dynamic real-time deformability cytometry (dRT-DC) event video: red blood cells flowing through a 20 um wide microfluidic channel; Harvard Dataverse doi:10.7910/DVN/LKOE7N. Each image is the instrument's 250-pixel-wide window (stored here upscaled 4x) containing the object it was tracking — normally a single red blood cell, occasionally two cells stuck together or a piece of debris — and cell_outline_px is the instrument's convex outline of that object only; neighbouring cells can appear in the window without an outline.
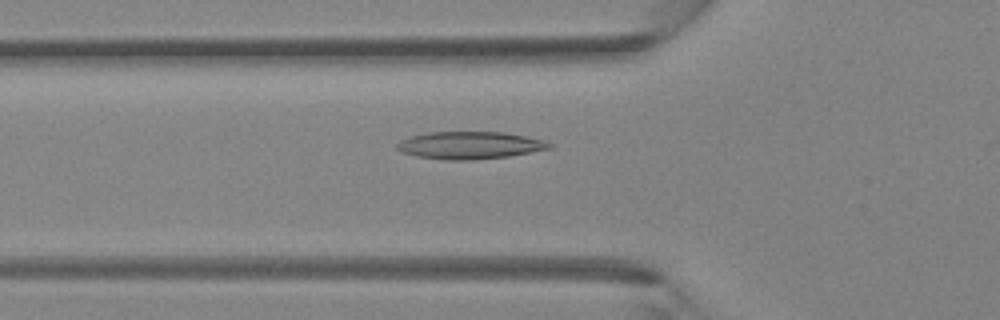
{"species": "Egyptian fruit bat (a non-hibernating species)", "species_latin": "Rousettus aegyptiacus", "temperature_condition": "room temperature", "stored_images_in_passage": 39, "camera_frame_rate_fps": 3000, "um_per_image_px": 0.085, "animal": {"sex": "female"}, "frame": {"image": 1, "passage_image": 9, "time_ms": 2.667, "image_size_px": [1000, 320], "cell_outline_px": [[552, 148], [508, 156], [472, 160], [448, 160], [416, 156], [400, 152], [396, 148], [396, 144], [400, 140], [412, 136], [428, 132], [504, 132], [544, 140], [552, 144]], "centroid_in_image_um": [39.9, 12.35], "position_along_channel_um": 85.9, "area_um2": 24.28}}
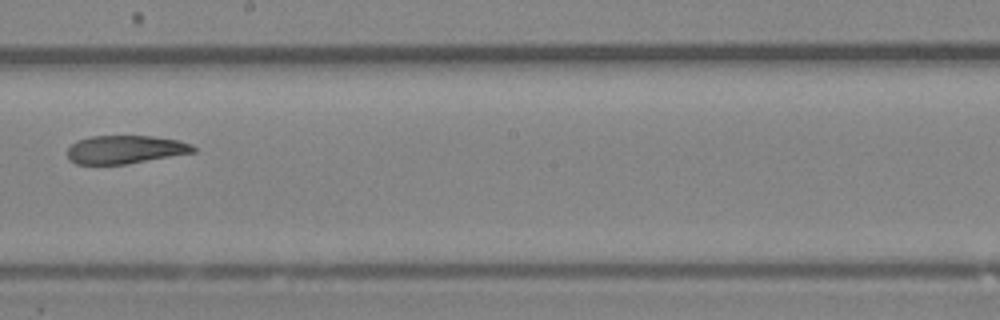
{"frame": {"image": 2, "passage_image": 19, "time_ms": 6.0, "image_size_px": [1000, 320], "cell_outline_px": [[196, 152], [124, 164], [76, 164], [68, 160], [68, 148], [76, 140], [92, 136], [152, 136], [176, 140], [192, 144], [196, 148]], "centroid_in_image_um": [10.62, 12.71], "position_along_channel_um": 237.6, "area_um2": 20.63}}
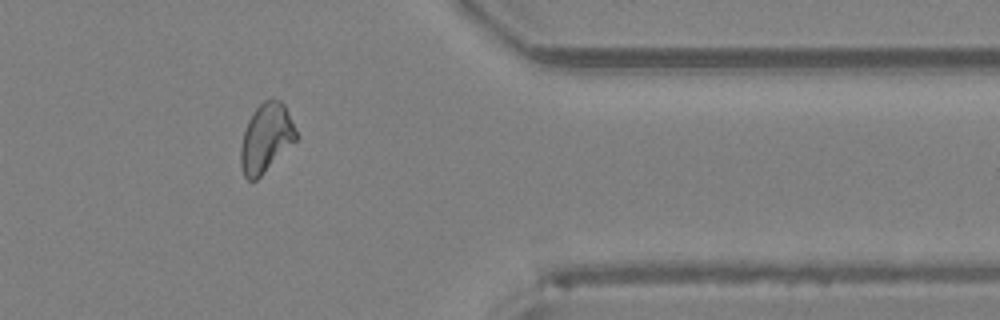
{"frame": {"image": 3, "passage_image": 30, "time_ms": 9.667, "image_size_px": [1000, 320], "cell_outline_px": [[300, 136], [256, 180], [248, 180], [244, 176], [240, 164], [240, 148], [244, 132], [248, 120], [252, 112], [264, 100], [272, 96], [280, 100], [284, 104]], "centroid_in_image_um": [22.62, 11.69], "position_along_channel_um": 388.8, "area_um2": 22.31}}